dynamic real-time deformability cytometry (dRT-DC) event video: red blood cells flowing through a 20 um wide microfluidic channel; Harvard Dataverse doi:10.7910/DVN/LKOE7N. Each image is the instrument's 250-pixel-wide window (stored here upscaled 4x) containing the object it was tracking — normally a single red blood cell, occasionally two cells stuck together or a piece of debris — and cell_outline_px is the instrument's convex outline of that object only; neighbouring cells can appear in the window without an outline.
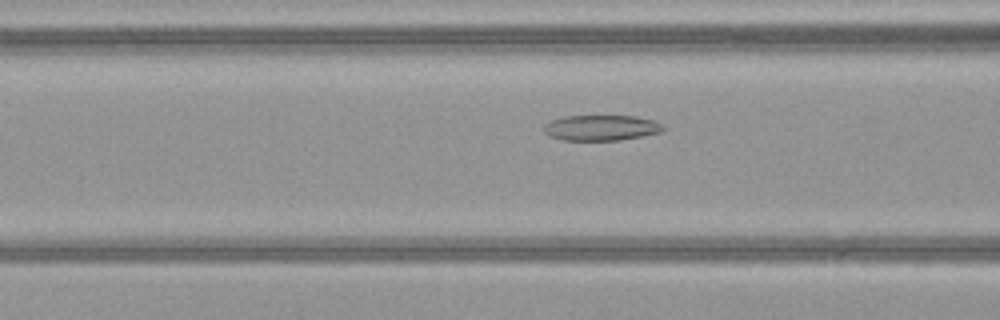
{"species": "common noctule bat (a hibernating species)", "species_latin": "Nyctalus noctula", "temperature_condition": "warm", "stored_images_in_passage": 37, "camera_frame_rate_fps": 3000, "um_per_image_px": 0.085, "animal": {"sex": "female", "body_mass_g": 21.9}, "frame": {"image": 1, "passage_image": 7, "time_ms": 2.0, "image_size_px": [1000, 320], "cell_outline_px": [[664, 132], [620, 140], [564, 140], [548, 136], [544, 132], [544, 124], [552, 120], [564, 116], [636, 116], [652, 120], [664, 124]], "centroid_in_image_um": [51.12, 10.86], "position_along_channel_um": 115.5, "area_um2": 17.86}}
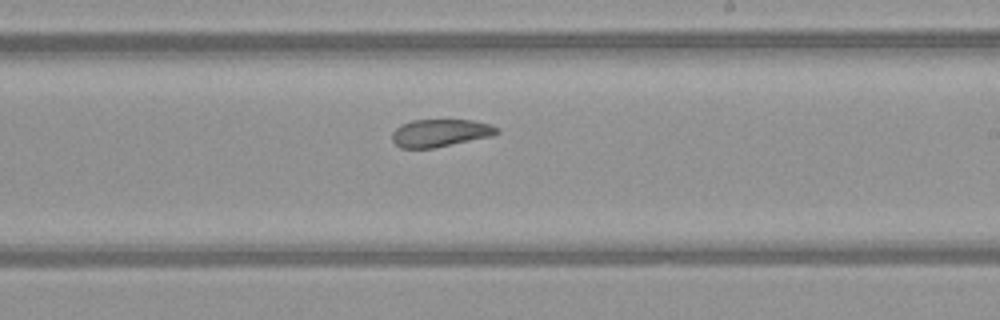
{"frame": {"image": 2, "passage_image": 17, "time_ms": 5.333, "image_size_px": [1000, 320], "cell_outline_px": [[500, 132], [492, 136], [436, 148], [400, 148], [392, 140], [392, 132], [400, 124], [412, 120], [472, 120], [492, 124]], "centroid_in_image_um": [37.41, 11.3], "position_along_channel_um": 251.6, "area_um2": 16.99}}
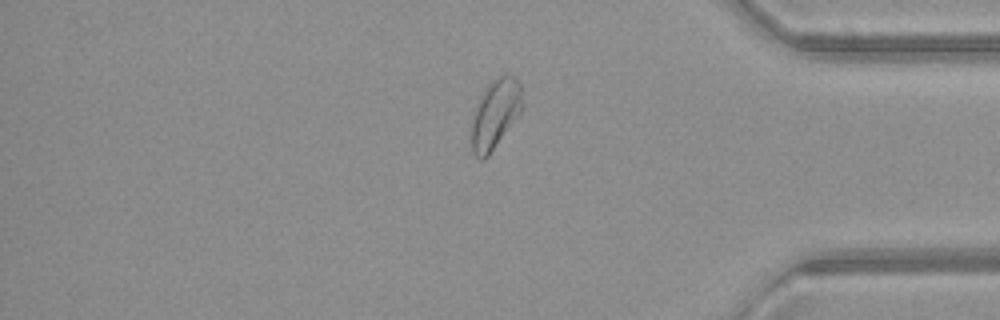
{"frame": {"image": 3, "passage_image": 29, "time_ms": 9.333, "image_size_px": [1000, 320], "cell_outline_px": [[524, 104], [520, 112], [488, 156], [484, 160], [480, 160], [472, 152], [472, 120], [480, 96], [484, 88], [496, 76], [504, 72], [508, 72], [516, 76], [520, 84]], "centroid_in_image_um": [42.12, 9.61], "position_along_channel_um": 393.1, "area_um2": 20.63}, "authors_computed_cell_mechanics": {"area_um2": 18.6116, "velocity_mm_per_s": 4.0746, "shape_relaxation_time_tau1_ms": null, "shape_relaxation_time_tau2_ms": 2.5308, "deformation_change_tau1": null, "deformation_change_tau2": 0.0815}}